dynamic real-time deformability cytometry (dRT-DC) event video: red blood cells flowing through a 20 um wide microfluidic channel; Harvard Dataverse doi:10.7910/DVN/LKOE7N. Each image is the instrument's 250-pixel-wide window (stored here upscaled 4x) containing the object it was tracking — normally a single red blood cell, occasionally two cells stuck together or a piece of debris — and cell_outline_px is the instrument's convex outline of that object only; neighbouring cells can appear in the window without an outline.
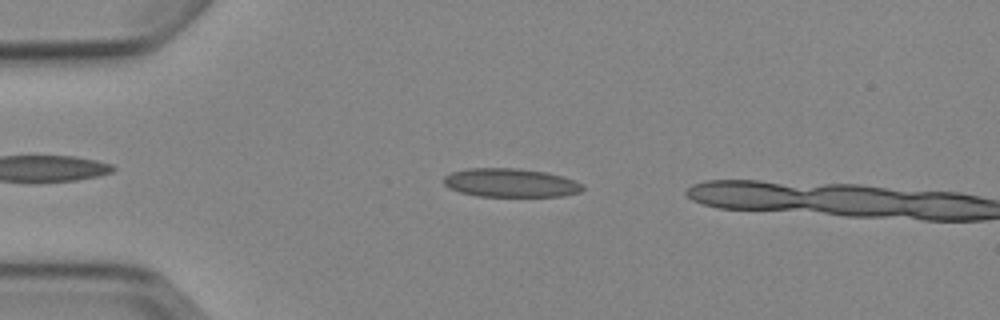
{"species": "Egyptian fruit bat (a non-hibernating species)", "species_latin": "Rousettus aegyptiacus", "temperature_condition": "cold", "stored_images_in_passage": 4, "camera_frame_rate_fps": 3000, "um_per_image_px": 0.085, "animal": {"sex": "female"}, "frame": {"image": 1, "passage_image": 3, "time_ms": 3.333, "image_size_px": [1000, 320], "cell_outline_px": [[584, 188], [580, 192], [564, 196], [476, 196], [460, 192], [448, 188], [444, 184], [444, 176], [452, 172], [468, 168], [520, 168], [548, 172], [564, 176], [576, 180], [584, 184]], "centroid_in_image_um": [43.44, 15.53], "position_along_channel_um": 41.6, "area_um2": 23.52}}